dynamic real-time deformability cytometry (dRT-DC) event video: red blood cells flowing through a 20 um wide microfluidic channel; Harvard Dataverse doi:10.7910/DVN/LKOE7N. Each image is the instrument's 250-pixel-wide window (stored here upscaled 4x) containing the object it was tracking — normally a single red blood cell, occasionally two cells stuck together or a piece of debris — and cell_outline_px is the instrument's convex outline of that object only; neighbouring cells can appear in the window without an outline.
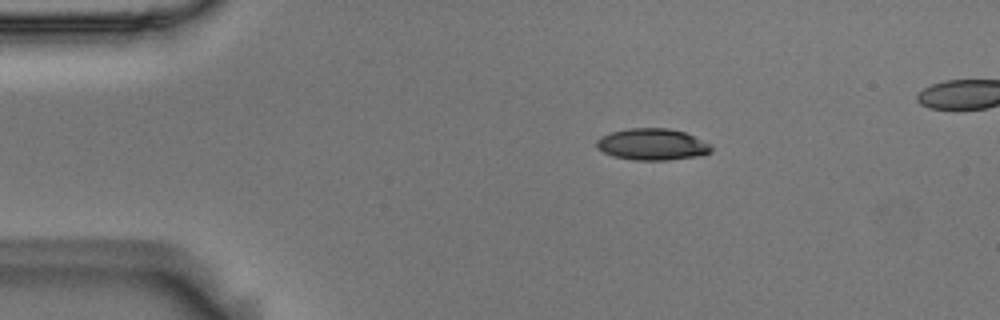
{"species": "Egyptian fruit bat (a non-hibernating species)", "species_latin": "Rousettus aegyptiacus", "temperature_condition": "room temperature", "stored_images_in_passage": 4, "camera_frame_rate_fps": 3000, "um_per_image_px": 0.085, "animal": {"sex": "male"}, "frame": {"image": 1, "passage_image": 1, "time_ms": 0.0, "image_size_px": [1000, 320], "cell_outline_px": [[712, 152], [704, 156], [668, 160], [636, 160], [612, 156], [596, 148], [596, 140], [600, 136], [612, 132], [628, 128], [668, 128], [684, 132], [708, 144], [712, 148]], "centroid_in_image_um": [55.42, 12.28], "position_along_channel_um": 29.6, "area_um2": 21.15}}
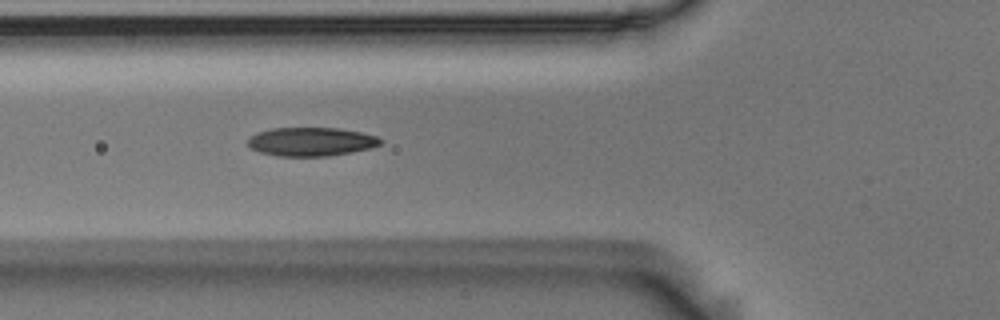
{"frame": {"image": 2, "passage_image": 4, "time_ms": 1.0, "image_size_px": [1000, 320], "cell_outline_px": [[384, 140], [380, 144], [368, 148], [352, 152], [328, 156], [280, 156], [260, 152], [252, 148], [248, 144], [248, 140], [256, 132], [272, 128], [340, 128], [380, 136]], "centroid_in_image_um": [26.48, 12.03], "position_along_channel_um": 99.3, "area_um2": 22.14}}